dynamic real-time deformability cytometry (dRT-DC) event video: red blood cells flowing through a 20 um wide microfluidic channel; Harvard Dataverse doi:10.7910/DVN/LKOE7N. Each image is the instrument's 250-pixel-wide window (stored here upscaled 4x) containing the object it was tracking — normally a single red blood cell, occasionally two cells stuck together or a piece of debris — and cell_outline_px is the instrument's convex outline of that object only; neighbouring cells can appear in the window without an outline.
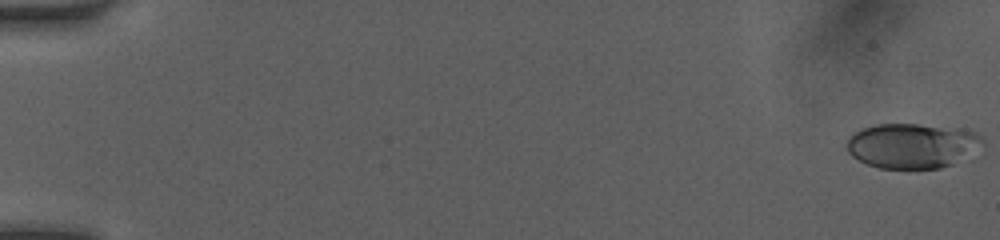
{"species": "human", "species_latin": "Homo sapiens", "temperature_condition": "room temperature", "stored_images_in_passage": 51, "camera_frame_rate_fps": 3000, "um_per_image_px": 0.085, "donor": {"sex": "female"}, "frame": {"image": 1, "passage_image": 1, "time_ms": 0.0, "image_size_px": [1000, 240], "cell_outline_px": [[984, 144], [960, 160], [952, 164], [940, 168], [880, 168], [868, 164], [852, 156], [848, 152], [844, 144], [848, 136], [864, 128], [876, 124], [920, 124], [964, 128], [976, 132], [984, 140]], "centroid_in_image_um": [77.53, 12.36], "position_along_channel_um": 7.5, "area_um2": 35.72}}
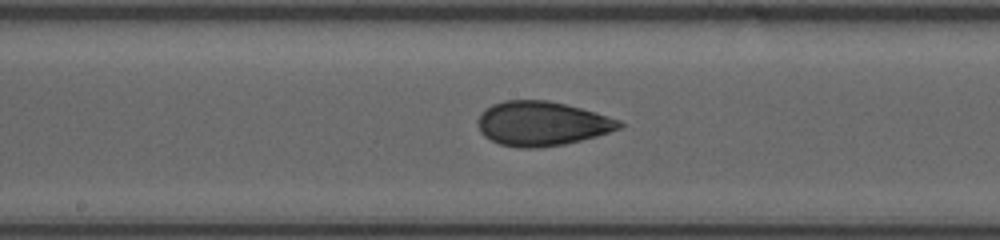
{"frame": {"image": 2, "passage_image": 28, "time_ms": 9.0, "image_size_px": [1000, 240], "cell_outline_px": [[624, 124], [620, 128], [596, 136], [564, 144], [536, 148], [520, 148], [500, 144], [484, 136], [480, 132], [480, 116], [492, 104], [504, 100], [548, 100], [596, 112], [620, 120]], "centroid_in_image_um": [46.08, 10.5], "position_along_channel_um": 202.1, "area_um2": 36.13}}
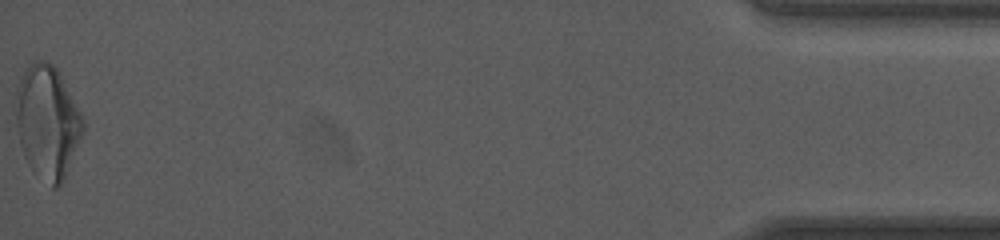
{"frame": {"image": 3, "passage_image": 51, "time_ms": 16.667, "image_size_px": [1000, 240], "cell_outline_px": [[84, 132], [64, 180], [60, 188], [52, 188], [32, 172], [24, 156], [20, 144], [16, 124], [16, 88], [20, 76], [36, 60], [44, 60], [52, 64], [60, 72], [84, 120]], "centroid_in_image_um": [4.04, 10.41], "position_along_channel_um": 431.2, "area_um2": 44.56}, "authors_computed_cell_mechanics": {"area_um2": 35.7782, "velocity_mm_per_s": 4.1397, "shape_relaxation_time_tau1_ms": 4.3851, "shape_relaxation_time_tau2_ms": 1.4361, "deformation_change_tau1": 0.1455, "deformation_change_tau2": 0.0692}}